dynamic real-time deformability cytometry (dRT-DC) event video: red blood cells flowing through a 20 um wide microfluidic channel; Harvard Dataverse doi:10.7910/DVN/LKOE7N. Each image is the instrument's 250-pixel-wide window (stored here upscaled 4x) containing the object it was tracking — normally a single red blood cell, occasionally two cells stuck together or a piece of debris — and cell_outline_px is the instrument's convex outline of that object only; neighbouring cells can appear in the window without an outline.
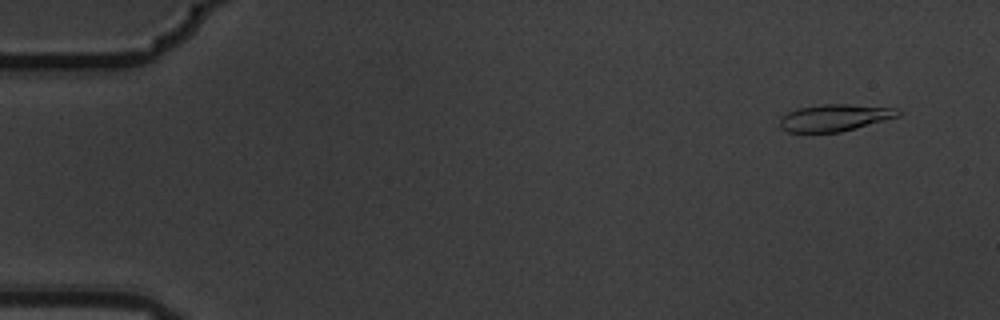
{"species": "common noctule bat (a hibernating species)", "species_latin": "Nyctalus noctula", "temperature_condition": "warm", "stored_images_in_passage": 5, "camera_frame_rate_fps": 3000, "um_per_image_px": 0.085, "animal": {"sex": "male", "body_mass_g": 19.5, "forearm_length_mm": 54.6}, "frame": {"image": 1, "passage_image": 2, "time_ms": 0.333, "image_size_px": [1000, 320], "cell_outline_px": [[900, 116], [856, 128], [840, 132], [788, 132], [780, 128], [780, 120], [788, 112], [796, 108], [820, 104], [848, 104], [900, 108]], "centroid_in_image_um": [70.97, 9.99], "position_along_channel_um": 14.0, "area_um2": 18.61}}
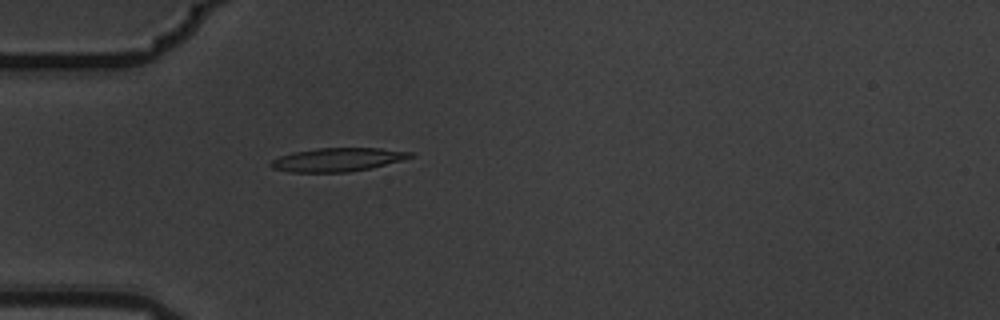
{"frame": {"image": 2, "passage_image": 5, "time_ms": 1.333, "image_size_px": [1000, 320], "cell_outline_px": [[416, 156], [372, 168], [348, 172], [288, 172], [272, 168], [268, 164], [272, 160], [280, 156], [292, 152], [316, 148], [380, 148], [416, 152]], "centroid_in_image_um": [28.72, 13.56], "position_along_channel_um": 56.3, "area_um2": 19.36}}